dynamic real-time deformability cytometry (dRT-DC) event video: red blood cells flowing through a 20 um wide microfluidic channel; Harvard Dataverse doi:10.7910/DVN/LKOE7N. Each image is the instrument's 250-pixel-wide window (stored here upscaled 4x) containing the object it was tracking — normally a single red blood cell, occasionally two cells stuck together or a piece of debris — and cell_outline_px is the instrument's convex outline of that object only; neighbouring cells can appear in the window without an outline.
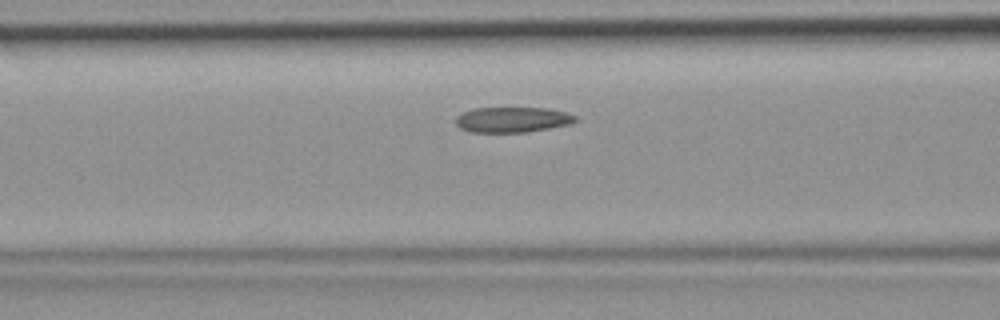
{"species": "common noctule bat (a hibernating species)", "species_latin": "Nyctalus noctula", "temperature_condition": "room temperature", "stored_images_in_passage": 40, "camera_frame_rate_fps": 3000, "um_per_image_px": 0.085, "animal": {"sex": "female", "body_mass_g": 19.9}, "frame": {"image": 1, "passage_image": 12, "time_ms": 3.667, "image_size_px": [1000, 320], "cell_outline_px": [[576, 120], [572, 124], [528, 132], [472, 132], [460, 128], [456, 124], [456, 116], [472, 108], [548, 108], [564, 112], [576, 116]], "centroid_in_image_um": [43.56, 10.17], "position_along_channel_um": 123.0, "area_um2": 17.69}}
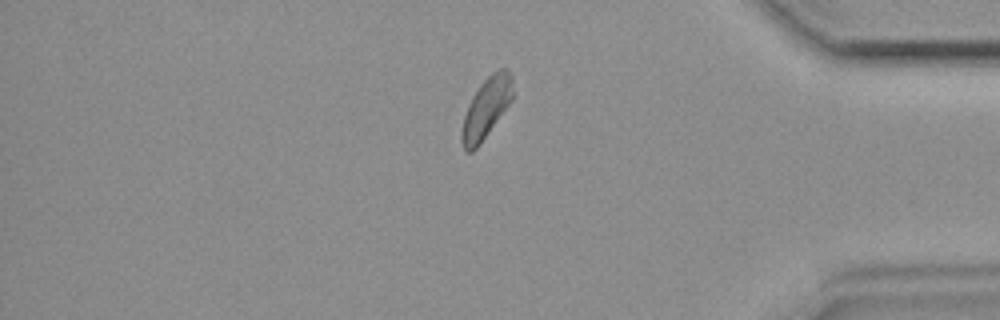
{"frame": {"image": 2, "passage_image": 33, "time_ms": 10.667, "image_size_px": [1000, 320], "cell_outline_px": [[512, 100], [480, 144], [472, 152], [468, 152], [464, 148], [460, 140], [460, 132], [464, 116], [468, 104], [472, 96], [480, 84], [492, 72], [500, 68], [508, 68], [512, 72]], "centroid_in_image_um": [41.32, 9.16], "position_along_channel_um": 393.9, "area_um2": 18.03}}
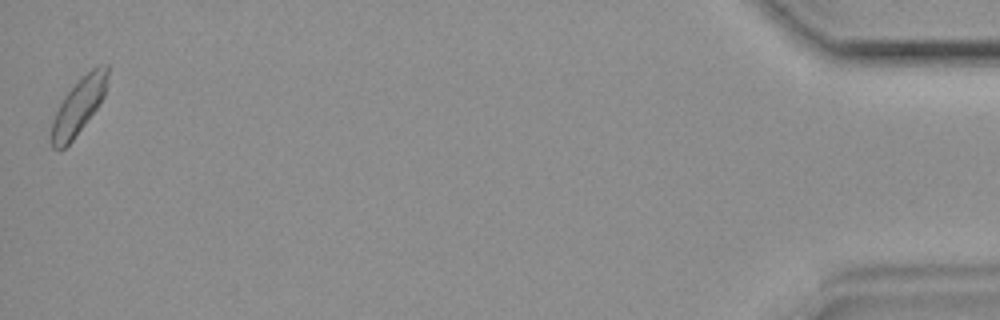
{"frame": {"image": 3, "passage_image": 40, "time_ms": 13.0, "image_size_px": [1000, 320], "cell_outline_px": [[108, 76], [104, 96], [96, 108], [72, 140], [60, 152], [52, 148], [52, 120], [64, 96], [96, 64], [108, 64]], "centroid_in_image_um": [6.69, 9.02], "position_along_channel_um": 428.5, "area_um2": 17.8}}